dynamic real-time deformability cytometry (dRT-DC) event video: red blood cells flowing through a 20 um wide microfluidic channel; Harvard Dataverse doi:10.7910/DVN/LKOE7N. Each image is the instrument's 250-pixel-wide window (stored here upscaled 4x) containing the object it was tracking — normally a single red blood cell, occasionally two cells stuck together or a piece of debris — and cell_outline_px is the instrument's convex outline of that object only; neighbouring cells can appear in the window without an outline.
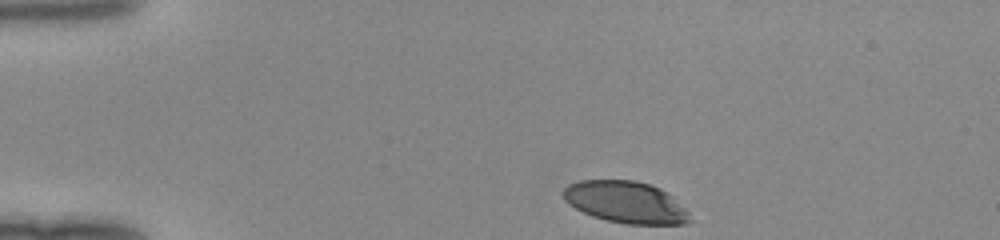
{"species": "human", "species_latin": "Homo sapiens", "temperature_condition": "room temperature", "stored_images_in_passage": 33, "camera_frame_rate_fps": 3000, "um_per_image_px": 0.085, "donor": {"sex": "female"}, "frame": {"image": 1, "passage_image": 1, "time_ms": 0.0, "image_size_px": [1000, 240], "cell_outline_px": [[692, 220], [684, 224], [624, 224], [604, 220], [592, 216], [568, 204], [564, 200], [560, 192], [568, 184], [580, 180], [636, 180], [652, 184], [668, 192], [688, 212]], "centroid_in_image_um": [53.16, 17.18], "position_along_channel_um": 31.8, "area_um2": 31.15}}
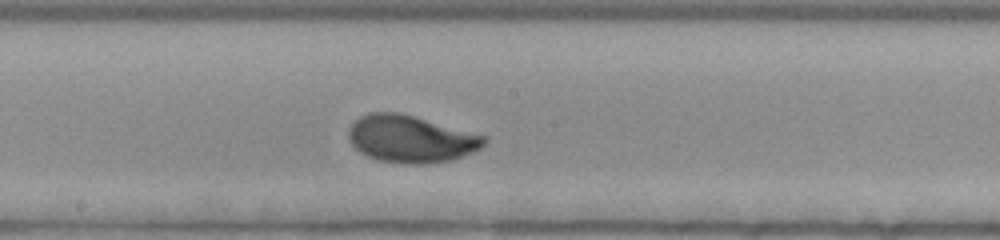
{"frame": {"image": 2, "passage_image": 19, "time_ms": 6.0, "image_size_px": [1000, 240], "cell_outline_px": [[488, 140], [480, 148], [472, 152], [452, 160], [424, 164], [404, 164], [376, 160], [360, 152], [348, 140], [348, 128], [360, 116], [368, 112], [400, 112], [488, 136]], "centroid_in_image_um": [34.91, 11.8], "position_along_channel_um": 213.3, "area_um2": 37.57}}
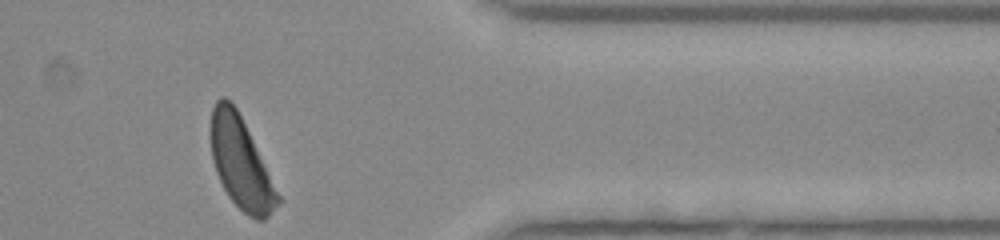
{"frame": {"image": 3, "passage_image": 33, "time_ms": 10.667, "image_size_px": [1000, 240], "cell_outline_px": [[284, 200], [264, 220], [256, 220], [248, 216], [228, 196], [216, 172], [212, 160], [212, 108], [216, 100], [220, 96], [224, 96], [236, 108]], "centroid_in_image_um": [20.52, 13.92], "position_along_channel_um": 390.9, "area_um2": 35.32}}